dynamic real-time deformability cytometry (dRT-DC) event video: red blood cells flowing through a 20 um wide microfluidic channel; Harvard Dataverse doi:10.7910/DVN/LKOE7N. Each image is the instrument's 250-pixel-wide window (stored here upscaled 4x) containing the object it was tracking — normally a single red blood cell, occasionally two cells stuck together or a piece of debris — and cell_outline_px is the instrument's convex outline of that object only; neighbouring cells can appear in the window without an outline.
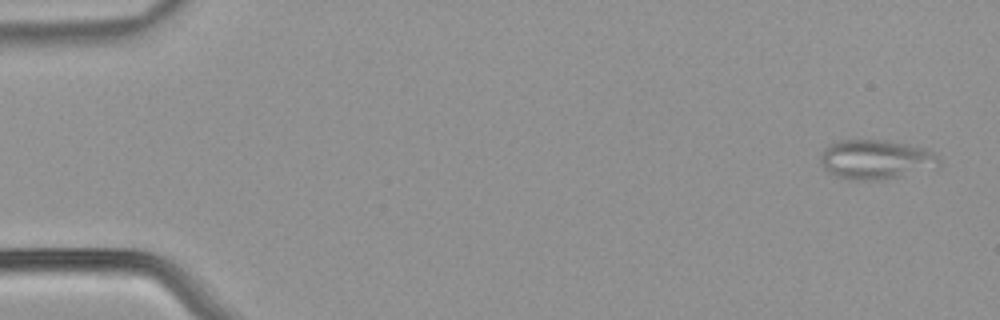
{"species": "common noctule bat (a hibernating species)", "species_latin": "Nyctalus noctula", "temperature_condition": "warm", "stored_images_in_passage": 49, "segment_of_instrument_passage": [1, 2], "camera_frame_rate_fps": 3000, "um_per_image_px": 0.085, "animal": {"sex": "male", "body_mass_g": 21.5, "forearm_length_mm": 52.0}, "frame": {"image": 1, "passage_image": 2, "time_ms": 0.333, "image_size_px": [1000, 320], "cell_outline_px": [[940, 168], [876, 180], [852, 180], [836, 176], [824, 168], [820, 160], [820, 152], [824, 148], [840, 140], [884, 140], [924, 148], [932, 152], [940, 160]], "centroid_in_image_um": [74.45, 13.56], "position_along_channel_um": 10.5, "area_um2": 27.11}}